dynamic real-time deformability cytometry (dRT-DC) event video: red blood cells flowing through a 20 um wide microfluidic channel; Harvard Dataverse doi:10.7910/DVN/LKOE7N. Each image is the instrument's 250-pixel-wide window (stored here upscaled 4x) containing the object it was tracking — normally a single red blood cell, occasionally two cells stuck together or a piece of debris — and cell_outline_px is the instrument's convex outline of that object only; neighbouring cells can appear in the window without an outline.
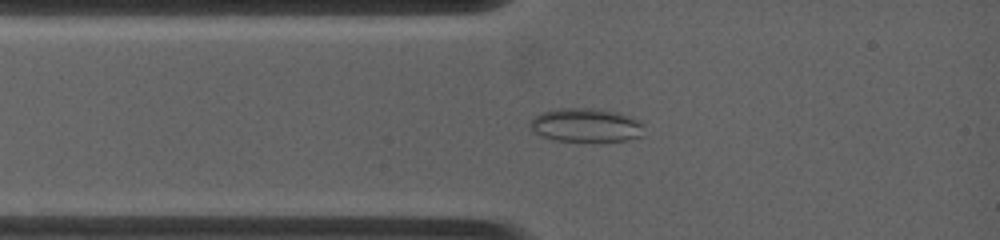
{"species": "common noctule bat (a hibernating species)", "species_latin": "Nyctalus noctula", "temperature_condition": "warm", "stored_images_in_passage": 27, "camera_frame_rate_fps": 4500, "um_per_image_px": 0.085, "animal": {"sex": "female", "body_mass_g": 19.0, "forearm_length_mm": 53.3}, "frame": {"image": 1, "passage_image": 2, "time_ms": 0.444, "image_size_px": [1000, 240], "cell_outline_px": [[644, 136], [628, 140], [552, 140], [540, 136], [528, 124], [540, 112], [556, 108], [592, 108], [620, 112], [632, 116], [640, 120], [644, 124]], "centroid_in_image_um": [49.86, 10.62], "position_along_channel_um": 35.1, "area_um2": 22.54}}
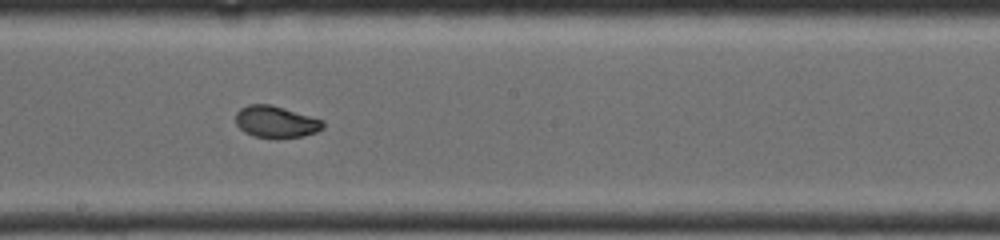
{"frame": {"image": 2, "passage_image": 10, "time_ms": 5.333, "image_size_px": [1000, 240], "cell_outline_px": [[324, 128], [316, 132], [304, 136], [276, 140], [252, 136], [244, 132], [236, 124], [236, 112], [240, 108], [248, 104], [272, 104], [324, 120]], "centroid_in_image_um": [23.46, 10.38], "position_along_channel_um": 224.7, "area_um2": 16.7}}
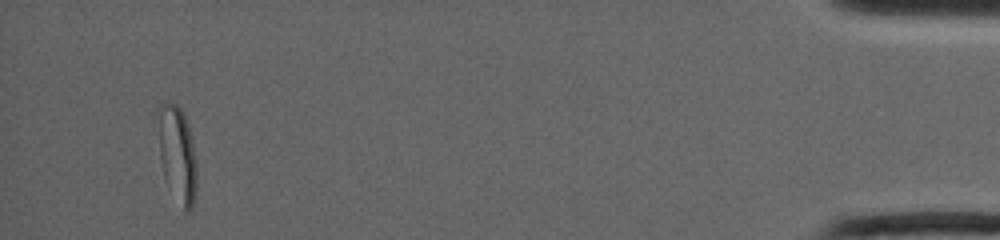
{"frame": {"image": 3, "passage_image": 24, "time_ms": 13.333, "image_size_px": [1000, 240], "cell_outline_px": [[196, 196], [192, 208], [188, 212], [184, 212], [164, 176], [160, 160], [156, 112], [156, 108], [160, 104], [168, 100], [176, 104], [184, 112], [188, 124], [196, 160]], "centroid_in_image_um": [15.05, 13.03], "position_along_channel_um": 420.2, "area_um2": 22.14}}